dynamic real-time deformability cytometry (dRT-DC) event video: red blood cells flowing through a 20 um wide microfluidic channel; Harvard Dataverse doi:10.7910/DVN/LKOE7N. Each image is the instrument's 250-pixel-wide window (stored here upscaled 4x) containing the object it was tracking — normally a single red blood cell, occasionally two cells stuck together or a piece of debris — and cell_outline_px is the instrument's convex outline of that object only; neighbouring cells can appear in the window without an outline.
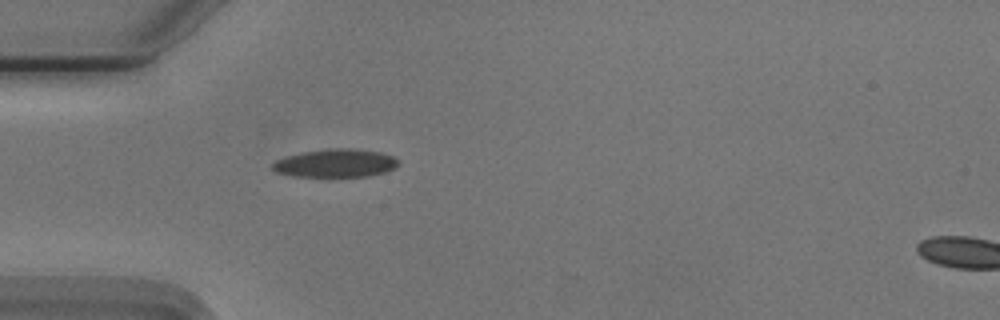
{"species": "Egyptian fruit bat (a non-hibernating species)", "species_latin": "Rousettus aegyptiacus", "temperature_condition": "cold", "stored_images_in_passage": 39, "camera_frame_rate_fps": 3000, "um_per_image_px": 0.085, "animal": {"sex": "male"}, "frame": {"image": 1, "passage_image": 1, "time_ms": 0.0, "image_size_px": [1000, 320], "cell_outline_px": [[400, 164], [396, 168], [384, 172], [368, 176], [292, 176], [276, 172], [272, 168], [272, 164], [276, 160], [284, 156], [300, 152], [328, 148], [352, 148], [380, 152], [392, 156], [400, 160]], "centroid_in_image_um": [28.53, 13.85], "position_along_channel_um": 56.5, "area_um2": 20.87}}
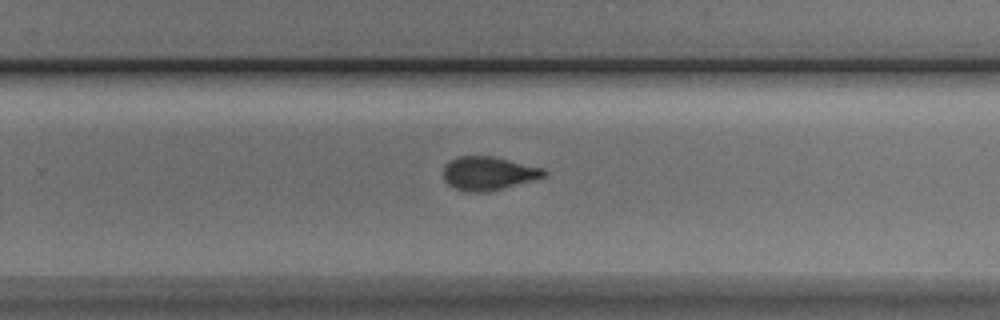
{"frame": {"image": 2, "passage_image": 20, "time_ms": 6.333, "image_size_px": [1000, 320], "cell_outline_px": [[548, 172], [544, 176], [500, 188], [484, 192], [468, 192], [452, 188], [444, 180], [444, 164], [456, 156], [492, 156], [544, 168]], "centroid_in_image_um": [41.44, 14.72], "position_along_channel_um": 288.4, "area_um2": 19.42}}
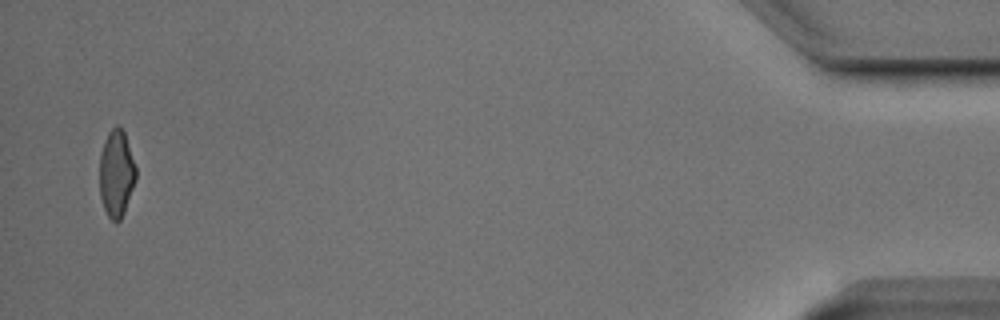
{"frame": {"image": 3, "passage_image": 38, "time_ms": 12.333, "image_size_px": [1000, 320], "cell_outline_px": [[136, 180], [124, 212], [120, 220], [116, 224], [108, 216], [104, 208], [100, 196], [100, 152], [104, 140], [108, 132], [116, 124], [120, 124], [124, 132], [136, 168]], "centroid_in_image_um": [9.89, 14.73], "position_along_channel_um": 425.3, "area_um2": 18.5}, "authors_computed_cell_mechanics": {"area_um2": 19.7676, "velocity_mm_per_s": 3.7475, "shape_relaxation_time_tau1_ms": 2.8819, "shape_relaxation_time_tau2_ms": 2.0583, "deformation_change_tau1": 0.1592, "deformation_change_tau2": 0.0863}}